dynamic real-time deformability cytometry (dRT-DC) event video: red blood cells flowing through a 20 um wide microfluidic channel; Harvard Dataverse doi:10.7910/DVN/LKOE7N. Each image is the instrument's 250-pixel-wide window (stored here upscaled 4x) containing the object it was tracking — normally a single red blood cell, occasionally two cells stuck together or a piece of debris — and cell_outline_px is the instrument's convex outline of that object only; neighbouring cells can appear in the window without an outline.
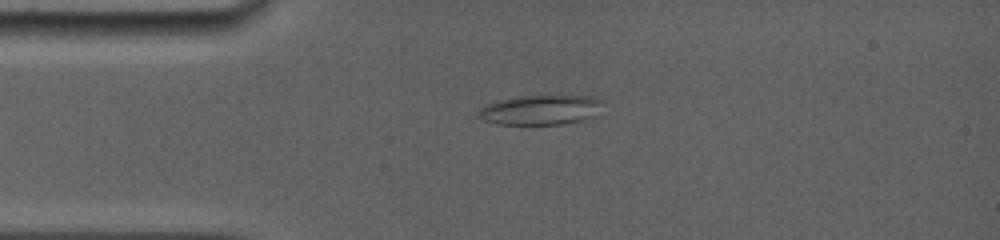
{"species": "common noctule bat (a hibernating species)", "species_latin": "Nyctalus noctula", "temperature_condition": "room temperature", "stored_images_in_passage": 19, "camera_frame_rate_fps": 5000, "um_per_image_px": 0.085, "animal": {"sex": "female", "body_mass_g": 19.0, "forearm_length_mm": 56.7}, "frame": {"image": 1, "passage_image": 3, "time_ms": 0.6, "image_size_px": [1000, 240], "cell_outline_px": [[604, 100], [596, 116], [584, 120], [560, 124], [496, 124], [484, 120], [476, 116], [476, 112], [480, 108], [488, 104], [500, 100], [524, 96], [596, 96]], "centroid_in_image_um": [45.98, 9.34], "position_along_channel_um": 39.0, "area_um2": 21.62}}
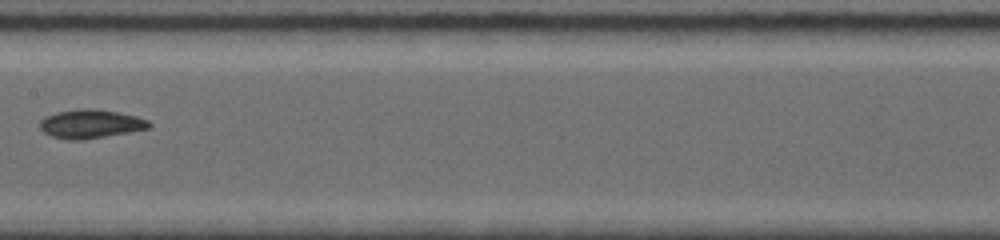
{"frame": {"image": 2, "passage_image": 9, "time_ms": 5.2, "image_size_px": [1000, 240], "cell_outline_px": [[152, 124], [148, 128], [128, 132], [80, 140], [72, 140], [52, 136], [44, 132], [40, 128], [40, 120], [44, 116], [60, 112], [80, 108], [92, 108], [120, 112], [136, 116], [148, 120]], "centroid_in_image_um": [7.7, 10.51], "position_along_channel_um": 199.7, "area_um2": 18.09}}
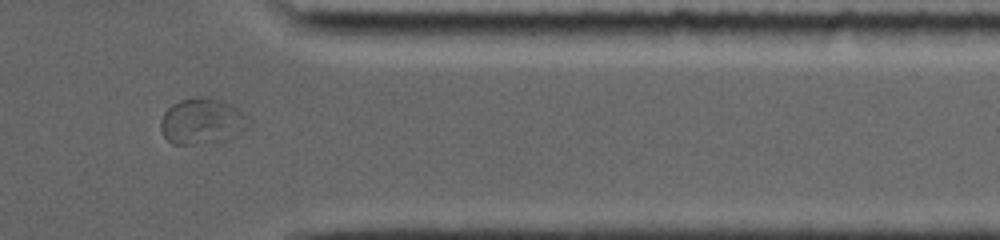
{"frame": {"image": 3, "passage_image": 17, "time_ms": 10.2, "image_size_px": [1000, 240], "cell_outline_px": [[252, 120], [248, 128], [224, 140], [188, 144], [172, 144], [164, 136], [160, 128], [160, 120], [164, 112], [172, 104], [180, 100], [196, 96], [200, 96], [224, 100], [236, 108]], "centroid_in_image_um": [17.17, 10.28], "position_along_channel_um": 394.2, "area_um2": 23.52}, "authors_computed_cell_mechanics": {"area_um2": 18.0914, "velocity_mm_per_s": 3.9209, "shape_relaxation_time_tau1_ms": 4.8875, "shape_relaxation_time_tau2_ms": 3.6226, "deformation_change_tau1": 0.1382, "deformation_change_tau2": 0.079}}